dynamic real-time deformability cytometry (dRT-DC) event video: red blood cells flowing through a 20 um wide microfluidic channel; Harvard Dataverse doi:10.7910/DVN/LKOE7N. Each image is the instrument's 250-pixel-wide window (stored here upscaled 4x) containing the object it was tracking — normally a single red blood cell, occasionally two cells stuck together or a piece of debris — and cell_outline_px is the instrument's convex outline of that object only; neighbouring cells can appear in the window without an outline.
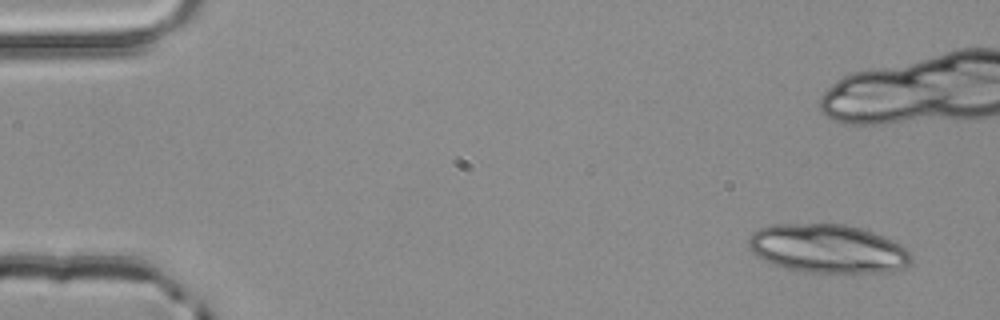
{"species": "common noctule bat (a hibernating species)", "species_latin": "Nyctalus noctula", "temperature_condition": "room temperature", "stored_images_in_passage": 6, "camera_frame_rate_fps": 3000, "um_per_image_px": 0.085, "animal": {"sex": "male", "body_mass_g": 20.4}, "frame": {"image": 1, "passage_image": 1, "time_ms": 0.0, "image_size_px": [1000, 320], "cell_outline_px": [[912, 260], [904, 268], [884, 276], [804, 272], [784, 268], [772, 264], [756, 256], [748, 248], [748, 236], [752, 232], [760, 228], [772, 224], [844, 224], [860, 228], [872, 232], [892, 240], [900, 244], [912, 252]], "centroid_in_image_um": [70.43, 21.2], "position_along_channel_um": 14.6, "area_um2": 47.8}}